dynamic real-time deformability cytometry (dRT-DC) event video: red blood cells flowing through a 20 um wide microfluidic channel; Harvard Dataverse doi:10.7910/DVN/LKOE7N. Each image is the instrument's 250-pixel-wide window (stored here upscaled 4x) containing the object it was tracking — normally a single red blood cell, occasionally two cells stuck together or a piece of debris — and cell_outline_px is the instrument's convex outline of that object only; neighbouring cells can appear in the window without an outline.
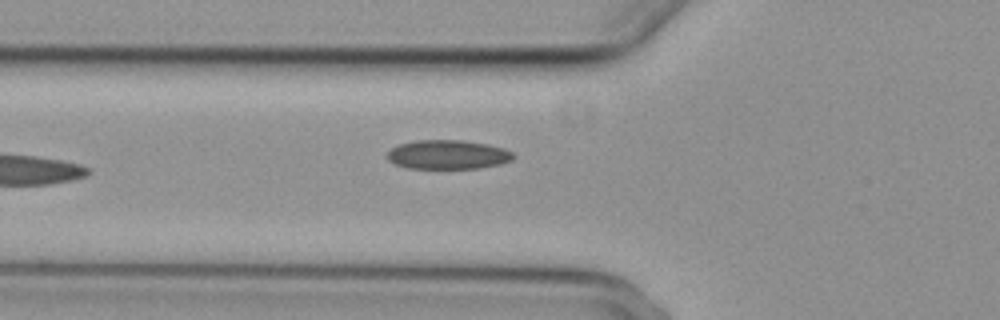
{"species": "common noctule bat (a hibernating species)", "species_latin": "Nyctalus noctula", "temperature_condition": "cold", "stored_images_in_passage": 8, "camera_frame_rate_fps": 3000, "um_per_image_px": 0.085, "animal": {"sex": "female", "body_mass_g": 29.2, "forearm_length_mm": 56.3}, "frame": {"image": 1, "passage_image": 7, "time_ms": 7.333, "image_size_px": [1000, 320], "cell_outline_px": [[516, 156], [512, 160], [500, 164], [480, 168], [408, 168], [396, 164], [388, 160], [388, 152], [392, 148], [400, 144], [416, 140], [464, 140], [488, 144], [504, 148], [512, 152]], "centroid_in_image_um": [38.11, 13.14], "position_along_channel_um": 87.7, "area_um2": 21.39}}